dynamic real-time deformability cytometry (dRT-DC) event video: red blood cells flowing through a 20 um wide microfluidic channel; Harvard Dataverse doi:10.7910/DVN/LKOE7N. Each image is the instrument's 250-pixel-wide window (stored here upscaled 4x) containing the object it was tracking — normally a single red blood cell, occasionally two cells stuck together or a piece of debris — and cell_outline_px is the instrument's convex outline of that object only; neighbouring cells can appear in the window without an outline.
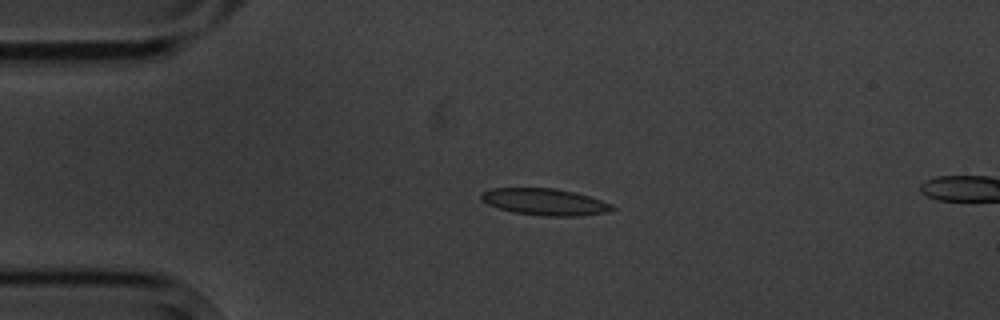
{"species": "common noctule bat (a hibernating species)", "species_latin": "Nyctalus noctula", "temperature_condition": "cold", "stored_images_in_passage": 3, "camera_frame_rate_fps": 3000, "um_per_image_px": 0.085, "animal": {"sex": "male", "body_mass_g": 20.1, "forearm_length_mm": 53.5}, "frame": {"image": 1, "passage_image": 1, "time_ms": 0.0, "image_size_px": [1000, 320], "cell_outline_px": [[616, 208], [608, 212], [580, 216], [548, 216], [512, 212], [496, 208], [480, 200], [480, 192], [492, 188], [556, 188], [576, 192], [612, 204]], "centroid_in_image_um": [46.28, 17.16], "position_along_channel_um": 38.7, "area_um2": 20.58}}